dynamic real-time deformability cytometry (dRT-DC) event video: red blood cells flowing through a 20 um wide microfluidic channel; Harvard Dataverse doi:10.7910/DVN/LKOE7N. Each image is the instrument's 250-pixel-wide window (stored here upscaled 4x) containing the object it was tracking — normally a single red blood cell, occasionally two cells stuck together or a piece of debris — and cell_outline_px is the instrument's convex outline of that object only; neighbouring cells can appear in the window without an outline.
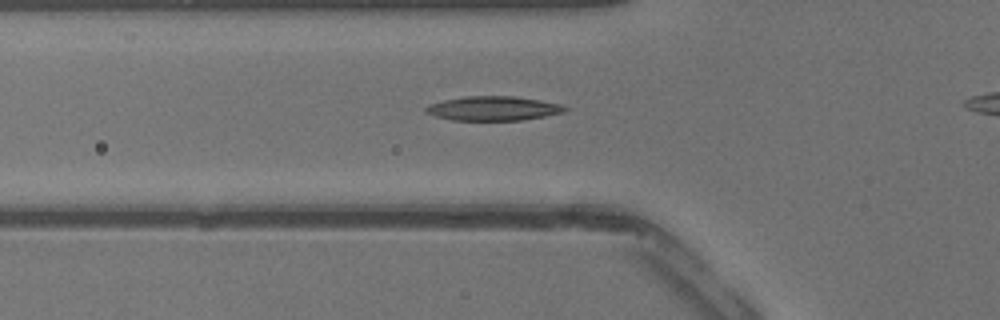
{"species": "common noctule bat (a hibernating species)", "species_latin": "Nyctalus noctula", "temperature_condition": "warm", "stored_images_in_passage": 31, "camera_frame_rate_fps": 3000, "um_per_image_px": 0.085, "animal": {"sex": "male", "body_mass_g": 13.3}, "frame": {"image": 1, "passage_image": 9, "time_ms": 2.667, "image_size_px": [1000, 320], "cell_outline_px": [[572, 108], [564, 112], [524, 120], [452, 120], [436, 116], [428, 112], [424, 108], [428, 104], [444, 100], [464, 96], [512, 96], [540, 100], [564, 104]], "centroid_in_image_um": [42.0, 9.21], "position_along_channel_um": 83.8, "area_um2": 19.77}}
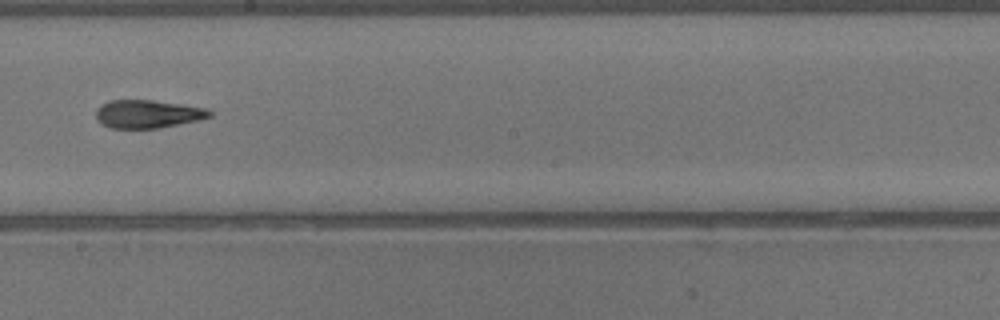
{"frame": {"image": 2, "passage_image": 18, "time_ms": 5.667, "image_size_px": [1000, 320], "cell_outline_px": [[212, 116], [200, 120], [160, 128], [108, 128], [100, 124], [96, 120], [96, 108], [100, 104], [108, 100], [152, 100], [208, 108], [212, 112]], "centroid_in_image_um": [12.53, 9.69], "position_along_channel_um": 235.7, "area_um2": 18.96}}
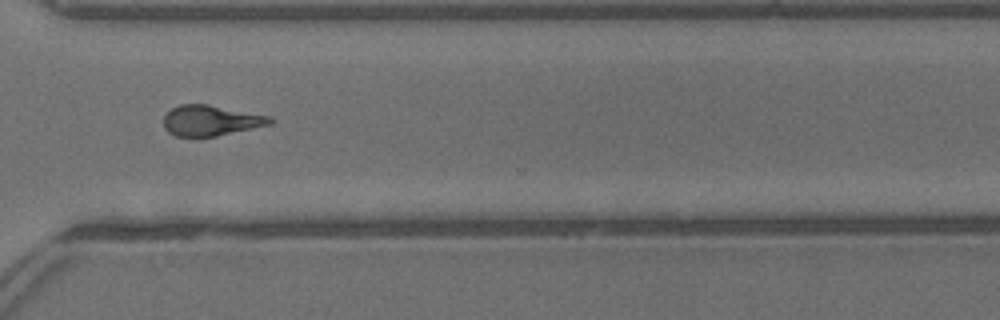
{"frame": {"image": 3, "passage_image": 25, "time_ms": 8.0, "image_size_px": [1000, 320], "cell_outline_px": [[272, 124], [216, 136], [176, 136], [168, 132], [164, 128], [164, 116], [172, 108], [180, 104], [208, 104], [272, 116]], "centroid_in_image_um": [17.93, 10.23], "position_along_channel_um": 352.7, "area_um2": 18.9}}